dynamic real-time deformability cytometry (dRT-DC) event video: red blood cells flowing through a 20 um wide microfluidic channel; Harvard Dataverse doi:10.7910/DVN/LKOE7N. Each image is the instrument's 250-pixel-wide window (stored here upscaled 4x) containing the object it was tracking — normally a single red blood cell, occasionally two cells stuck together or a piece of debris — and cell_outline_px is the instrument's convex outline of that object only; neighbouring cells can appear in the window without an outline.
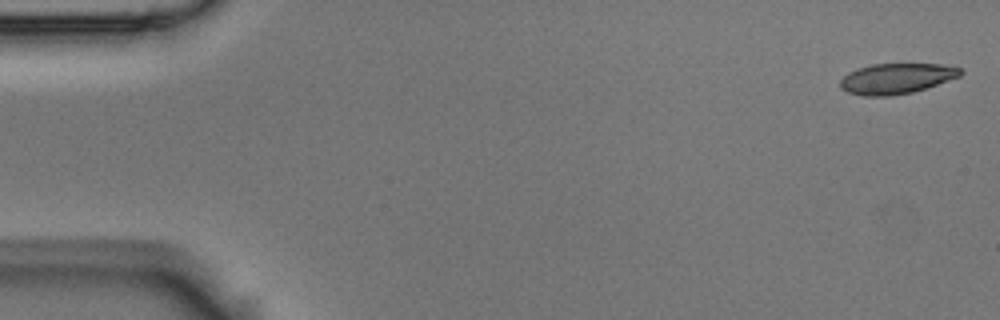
{"species": "Egyptian fruit bat (a non-hibernating species)", "species_latin": "Rousettus aegyptiacus", "temperature_condition": "room temperature", "stored_images_in_passage": 5, "camera_frame_rate_fps": 3000, "um_per_image_px": 0.085, "animal": {"sex": "male"}, "frame": {"image": 1, "passage_image": 1, "time_ms": 0.0, "image_size_px": [1000, 320], "cell_outline_px": [[964, 72], [960, 76], [912, 92], [892, 96], [864, 96], [848, 92], [840, 88], [840, 80], [848, 72], [872, 64], [956, 64]], "centroid_in_image_um": [76.22, 6.66], "position_along_channel_um": 8.8, "area_um2": 21.39}}
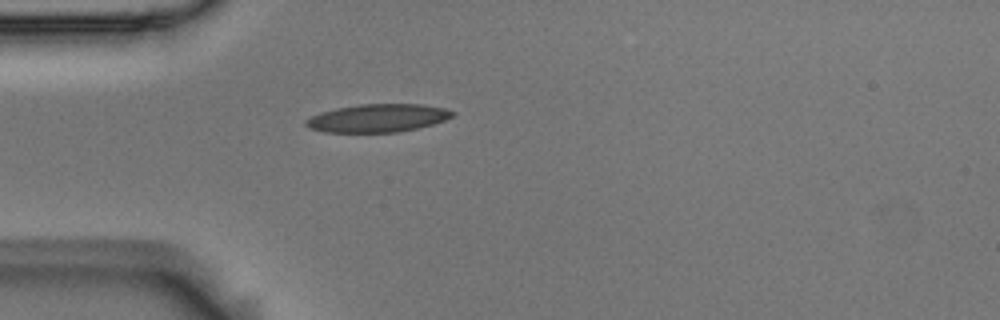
{"frame": {"image": 2, "passage_image": 5, "time_ms": 1.333, "image_size_px": [1000, 320], "cell_outline_px": [[456, 112], [452, 116], [444, 120], [432, 124], [400, 132], [324, 132], [308, 128], [304, 124], [304, 120], [320, 112], [336, 108], [360, 104], [420, 104], [444, 108]], "centroid_in_image_um": [32.07, 10.04], "position_along_channel_um": 52.9, "area_um2": 23.93}}